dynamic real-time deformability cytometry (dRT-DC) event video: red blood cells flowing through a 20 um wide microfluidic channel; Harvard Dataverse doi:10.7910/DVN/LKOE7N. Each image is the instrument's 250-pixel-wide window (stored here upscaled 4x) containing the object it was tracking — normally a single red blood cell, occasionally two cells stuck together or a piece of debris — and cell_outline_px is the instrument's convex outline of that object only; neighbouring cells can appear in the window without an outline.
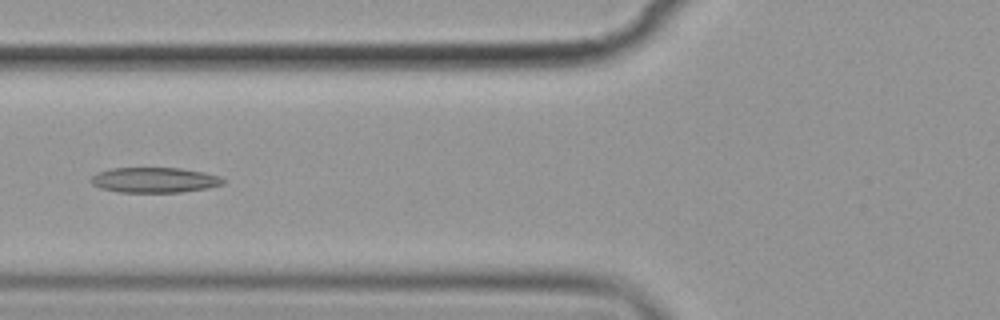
{"species": "common noctule bat (a hibernating species)", "species_latin": "Nyctalus noctula", "temperature_condition": "cold", "stored_images_in_passage": 9, "camera_frame_rate_fps": 3000, "um_per_image_px": 0.085, "animal": {"sex": "female", "body_mass_g": 19.9}, "frame": {"image": 1, "passage_image": 7, "time_ms": 7.0, "image_size_px": [1000, 320], "cell_outline_px": [[224, 184], [208, 188], [180, 192], [120, 192], [100, 188], [92, 184], [88, 180], [92, 176], [100, 172], [112, 168], [180, 168], [204, 172], [220, 176], [224, 180]], "centroid_in_image_um": [13.14, 15.3], "position_along_channel_um": 112.7, "area_um2": 19.42}}
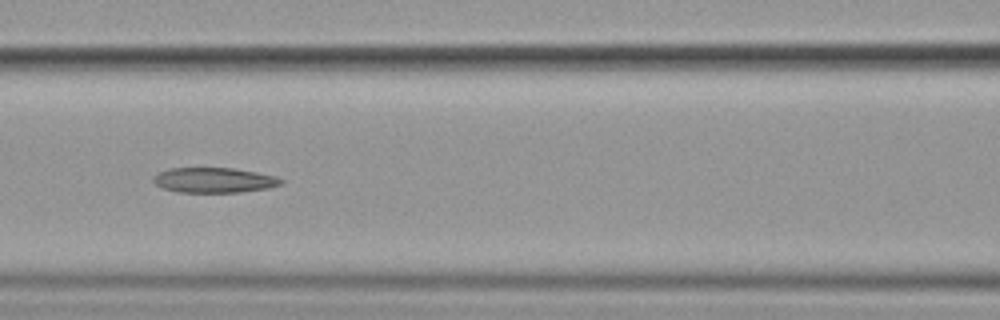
{"frame": {"image": 2, "passage_image": 8, "time_ms": 8.0, "image_size_px": [1000, 320], "cell_outline_px": [[284, 184], [268, 188], [240, 192], [176, 192], [164, 188], [156, 184], [152, 180], [152, 176], [168, 168], [232, 168], [256, 172], [276, 176], [284, 180]], "centroid_in_image_um": [18.21, 15.31], "position_along_channel_um": 148.4, "area_um2": 18.73}}
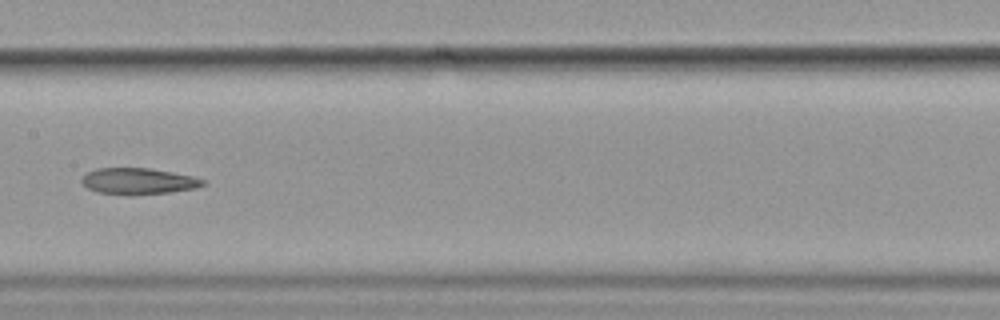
{"frame": {"image": 3, "passage_image": 9, "time_ms": 9.333, "image_size_px": [1000, 320], "cell_outline_px": [[204, 184], [196, 188], [172, 192], [128, 196], [96, 192], [88, 188], [80, 180], [88, 172], [96, 168], [148, 168], [172, 172], [192, 176], [204, 180]], "centroid_in_image_um": [11.74, 15.42], "position_along_channel_um": 195.7, "area_um2": 18.67}}